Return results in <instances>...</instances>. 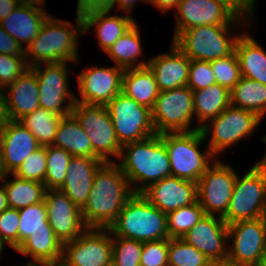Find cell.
Here are the masks:
<instances>
[{
    "label": "cell",
    "instance_id": "6da1fadb",
    "mask_svg": "<svg viewBox=\"0 0 266 266\" xmlns=\"http://www.w3.org/2000/svg\"><path fill=\"white\" fill-rule=\"evenodd\" d=\"M134 195L117 163L105 162L96 172L81 216L87 228H109Z\"/></svg>",
    "mask_w": 266,
    "mask_h": 266
},
{
    "label": "cell",
    "instance_id": "7a4b0ae2",
    "mask_svg": "<svg viewBox=\"0 0 266 266\" xmlns=\"http://www.w3.org/2000/svg\"><path fill=\"white\" fill-rule=\"evenodd\" d=\"M120 158L121 162L117 164L129 184L140 183L132 189L134 194H141L150 185L171 176L169 156L161 134L123 145Z\"/></svg>",
    "mask_w": 266,
    "mask_h": 266
},
{
    "label": "cell",
    "instance_id": "3957f363",
    "mask_svg": "<svg viewBox=\"0 0 266 266\" xmlns=\"http://www.w3.org/2000/svg\"><path fill=\"white\" fill-rule=\"evenodd\" d=\"M50 15L43 23L38 35L24 50L29 67L39 64L72 62L77 60L78 36L84 34L83 18L77 6V27L71 30L72 24L62 20L52 19ZM71 27V28H70ZM70 28V29H69ZM79 34V35H78ZM29 54L33 57L31 64Z\"/></svg>",
    "mask_w": 266,
    "mask_h": 266
},
{
    "label": "cell",
    "instance_id": "277c9868",
    "mask_svg": "<svg viewBox=\"0 0 266 266\" xmlns=\"http://www.w3.org/2000/svg\"><path fill=\"white\" fill-rule=\"evenodd\" d=\"M110 234L139 242L169 239L167 214L152 205L143 195L134 194L108 228Z\"/></svg>",
    "mask_w": 266,
    "mask_h": 266
},
{
    "label": "cell",
    "instance_id": "5b68a950",
    "mask_svg": "<svg viewBox=\"0 0 266 266\" xmlns=\"http://www.w3.org/2000/svg\"><path fill=\"white\" fill-rule=\"evenodd\" d=\"M171 168V176L197 183L215 158L208 149L205 153L199 146L205 141L201 130L189 132H167L161 134Z\"/></svg>",
    "mask_w": 266,
    "mask_h": 266
},
{
    "label": "cell",
    "instance_id": "8992f818",
    "mask_svg": "<svg viewBox=\"0 0 266 266\" xmlns=\"http://www.w3.org/2000/svg\"><path fill=\"white\" fill-rule=\"evenodd\" d=\"M241 19V20H240ZM246 19L236 17L227 25H201L182 31L173 43L190 59L213 61L231 55L239 35L229 37V25Z\"/></svg>",
    "mask_w": 266,
    "mask_h": 266
},
{
    "label": "cell",
    "instance_id": "52a82bcc",
    "mask_svg": "<svg viewBox=\"0 0 266 266\" xmlns=\"http://www.w3.org/2000/svg\"><path fill=\"white\" fill-rule=\"evenodd\" d=\"M266 216V155L243 178L237 179L228 211L227 225Z\"/></svg>",
    "mask_w": 266,
    "mask_h": 266
},
{
    "label": "cell",
    "instance_id": "ba28073f",
    "mask_svg": "<svg viewBox=\"0 0 266 266\" xmlns=\"http://www.w3.org/2000/svg\"><path fill=\"white\" fill-rule=\"evenodd\" d=\"M71 114L88 135L94 154L100 160L112 162L109 155L120 157L122 146L117 140L106 106L75 101Z\"/></svg>",
    "mask_w": 266,
    "mask_h": 266
},
{
    "label": "cell",
    "instance_id": "9c48e42d",
    "mask_svg": "<svg viewBox=\"0 0 266 266\" xmlns=\"http://www.w3.org/2000/svg\"><path fill=\"white\" fill-rule=\"evenodd\" d=\"M193 115V91L188 86L160 91L151 110L156 134L199 130H190Z\"/></svg>",
    "mask_w": 266,
    "mask_h": 266
},
{
    "label": "cell",
    "instance_id": "30bf717a",
    "mask_svg": "<svg viewBox=\"0 0 266 266\" xmlns=\"http://www.w3.org/2000/svg\"><path fill=\"white\" fill-rule=\"evenodd\" d=\"M106 108L112 118L115 134L121 146L156 134L151 110L124 93L116 95Z\"/></svg>",
    "mask_w": 266,
    "mask_h": 266
},
{
    "label": "cell",
    "instance_id": "8fae6325",
    "mask_svg": "<svg viewBox=\"0 0 266 266\" xmlns=\"http://www.w3.org/2000/svg\"><path fill=\"white\" fill-rule=\"evenodd\" d=\"M209 121L212 124V132H209L207 124L200 130L205 139L211 133L208 149L216 156L240 139L252 134L261 122V118L251 111L230 104L217 117Z\"/></svg>",
    "mask_w": 266,
    "mask_h": 266
},
{
    "label": "cell",
    "instance_id": "7c38bea8",
    "mask_svg": "<svg viewBox=\"0 0 266 266\" xmlns=\"http://www.w3.org/2000/svg\"><path fill=\"white\" fill-rule=\"evenodd\" d=\"M108 228H86L63 244V266H112V238Z\"/></svg>",
    "mask_w": 266,
    "mask_h": 266
},
{
    "label": "cell",
    "instance_id": "4fadbf2b",
    "mask_svg": "<svg viewBox=\"0 0 266 266\" xmlns=\"http://www.w3.org/2000/svg\"><path fill=\"white\" fill-rule=\"evenodd\" d=\"M237 174L232 167L215 160L197 182V200L206 214L224 217L228 211Z\"/></svg>",
    "mask_w": 266,
    "mask_h": 266
},
{
    "label": "cell",
    "instance_id": "5bb4252c",
    "mask_svg": "<svg viewBox=\"0 0 266 266\" xmlns=\"http://www.w3.org/2000/svg\"><path fill=\"white\" fill-rule=\"evenodd\" d=\"M228 257L239 266H260L266 252V216L228 225Z\"/></svg>",
    "mask_w": 266,
    "mask_h": 266
},
{
    "label": "cell",
    "instance_id": "9a60e30c",
    "mask_svg": "<svg viewBox=\"0 0 266 266\" xmlns=\"http://www.w3.org/2000/svg\"><path fill=\"white\" fill-rule=\"evenodd\" d=\"M66 64L67 62L44 64L46 66L43 71L42 64L30 67L38 80L40 108L62 117L71 114L76 98L68 89ZM67 98L69 102L64 107L63 103Z\"/></svg>",
    "mask_w": 266,
    "mask_h": 266
},
{
    "label": "cell",
    "instance_id": "2e32d148",
    "mask_svg": "<svg viewBox=\"0 0 266 266\" xmlns=\"http://www.w3.org/2000/svg\"><path fill=\"white\" fill-rule=\"evenodd\" d=\"M44 203L49 224L62 244L76 239L87 228L81 209L59 189H47Z\"/></svg>",
    "mask_w": 266,
    "mask_h": 266
},
{
    "label": "cell",
    "instance_id": "e0dca14e",
    "mask_svg": "<svg viewBox=\"0 0 266 266\" xmlns=\"http://www.w3.org/2000/svg\"><path fill=\"white\" fill-rule=\"evenodd\" d=\"M83 18L84 33L96 27V36L99 46L105 51L110 49L113 43L125 34L136 22L130 16L124 17L112 15L107 16L110 10L98 1L77 0Z\"/></svg>",
    "mask_w": 266,
    "mask_h": 266
},
{
    "label": "cell",
    "instance_id": "ac0fdd59",
    "mask_svg": "<svg viewBox=\"0 0 266 266\" xmlns=\"http://www.w3.org/2000/svg\"><path fill=\"white\" fill-rule=\"evenodd\" d=\"M125 69L115 67H91L78 75L81 98H75L89 104L106 106L116 95L122 92L123 74Z\"/></svg>",
    "mask_w": 266,
    "mask_h": 266
},
{
    "label": "cell",
    "instance_id": "d6986e66",
    "mask_svg": "<svg viewBox=\"0 0 266 266\" xmlns=\"http://www.w3.org/2000/svg\"><path fill=\"white\" fill-rule=\"evenodd\" d=\"M177 9V10H176ZM173 40L184 30L201 25H227L237 15L218 0H180Z\"/></svg>",
    "mask_w": 266,
    "mask_h": 266
},
{
    "label": "cell",
    "instance_id": "ffe728a7",
    "mask_svg": "<svg viewBox=\"0 0 266 266\" xmlns=\"http://www.w3.org/2000/svg\"><path fill=\"white\" fill-rule=\"evenodd\" d=\"M141 195L168 214L197 201V183L169 176L150 185Z\"/></svg>",
    "mask_w": 266,
    "mask_h": 266
},
{
    "label": "cell",
    "instance_id": "44dd1931",
    "mask_svg": "<svg viewBox=\"0 0 266 266\" xmlns=\"http://www.w3.org/2000/svg\"><path fill=\"white\" fill-rule=\"evenodd\" d=\"M187 243L202 252L209 260L228 257L224 241H228V225L222 217L205 214L183 238Z\"/></svg>",
    "mask_w": 266,
    "mask_h": 266
},
{
    "label": "cell",
    "instance_id": "7402d4cb",
    "mask_svg": "<svg viewBox=\"0 0 266 266\" xmlns=\"http://www.w3.org/2000/svg\"><path fill=\"white\" fill-rule=\"evenodd\" d=\"M0 147L5 172L12 174L31 153L42 146L24 125L10 120L0 131Z\"/></svg>",
    "mask_w": 266,
    "mask_h": 266
},
{
    "label": "cell",
    "instance_id": "603a6c76",
    "mask_svg": "<svg viewBox=\"0 0 266 266\" xmlns=\"http://www.w3.org/2000/svg\"><path fill=\"white\" fill-rule=\"evenodd\" d=\"M104 163L99 158L72 156L64 183L59 190L81 209L87 202L94 176Z\"/></svg>",
    "mask_w": 266,
    "mask_h": 266
},
{
    "label": "cell",
    "instance_id": "cb8c5ba5",
    "mask_svg": "<svg viewBox=\"0 0 266 266\" xmlns=\"http://www.w3.org/2000/svg\"><path fill=\"white\" fill-rule=\"evenodd\" d=\"M171 52L149 59L159 91L187 86L190 59L173 43Z\"/></svg>",
    "mask_w": 266,
    "mask_h": 266
},
{
    "label": "cell",
    "instance_id": "d4e9b609",
    "mask_svg": "<svg viewBox=\"0 0 266 266\" xmlns=\"http://www.w3.org/2000/svg\"><path fill=\"white\" fill-rule=\"evenodd\" d=\"M38 5L19 3L8 16L0 20L3 29L23 48L38 35L43 23L49 16Z\"/></svg>",
    "mask_w": 266,
    "mask_h": 266
},
{
    "label": "cell",
    "instance_id": "484cf974",
    "mask_svg": "<svg viewBox=\"0 0 266 266\" xmlns=\"http://www.w3.org/2000/svg\"><path fill=\"white\" fill-rule=\"evenodd\" d=\"M9 89V90H7ZM8 113L12 121H19L25 115L40 108L36 73L28 68L5 89Z\"/></svg>",
    "mask_w": 266,
    "mask_h": 266
},
{
    "label": "cell",
    "instance_id": "4316f807",
    "mask_svg": "<svg viewBox=\"0 0 266 266\" xmlns=\"http://www.w3.org/2000/svg\"><path fill=\"white\" fill-rule=\"evenodd\" d=\"M21 254L31 255L29 262L39 266H54L61 263L63 244L53 230L33 232L16 249Z\"/></svg>",
    "mask_w": 266,
    "mask_h": 266
},
{
    "label": "cell",
    "instance_id": "83f0119b",
    "mask_svg": "<svg viewBox=\"0 0 266 266\" xmlns=\"http://www.w3.org/2000/svg\"><path fill=\"white\" fill-rule=\"evenodd\" d=\"M155 77L148 67L125 69L122 93L152 110L159 95Z\"/></svg>",
    "mask_w": 266,
    "mask_h": 266
},
{
    "label": "cell",
    "instance_id": "f1b7e54d",
    "mask_svg": "<svg viewBox=\"0 0 266 266\" xmlns=\"http://www.w3.org/2000/svg\"><path fill=\"white\" fill-rule=\"evenodd\" d=\"M241 76L266 85V52L249 35H239L235 45Z\"/></svg>",
    "mask_w": 266,
    "mask_h": 266
},
{
    "label": "cell",
    "instance_id": "f546056e",
    "mask_svg": "<svg viewBox=\"0 0 266 266\" xmlns=\"http://www.w3.org/2000/svg\"><path fill=\"white\" fill-rule=\"evenodd\" d=\"M53 145L64 149L72 156L98 158L94 154L88 135L72 114L60 119Z\"/></svg>",
    "mask_w": 266,
    "mask_h": 266
},
{
    "label": "cell",
    "instance_id": "4dcf8cb0",
    "mask_svg": "<svg viewBox=\"0 0 266 266\" xmlns=\"http://www.w3.org/2000/svg\"><path fill=\"white\" fill-rule=\"evenodd\" d=\"M194 114L202 128L206 121L217 117L230 103V91L215 83L206 88L193 91Z\"/></svg>",
    "mask_w": 266,
    "mask_h": 266
},
{
    "label": "cell",
    "instance_id": "1f68e13d",
    "mask_svg": "<svg viewBox=\"0 0 266 266\" xmlns=\"http://www.w3.org/2000/svg\"><path fill=\"white\" fill-rule=\"evenodd\" d=\"M230 103L232 106L251 111L263 119L266 113V85L241 77L230 91Z\"/></svg>",
    "mask_w": 266,
    "mask_h": 266
},
{
    "label": "cell",
    "instance_id": "d6a6232c",
    "mask_svg": "<svg viewBox=\"0 0 266 266\" xmlns=\"http://www.w3.org/2000/svg\"><path fill=\"white\" fill-rule=\"evenodd\" d=\"M140 41L138 25L135 23L106 53L114 60L116 66L123 69L147 67L148 63L144 61L137 63L136 60L142 52Z\"/></svg>",
    "mask_w": 266,
    "mask_h": 266
},
{
    "label": "cell",
    "instance_id": "836d02e7",
    "mask_svg": "<svg viewBox=\"0 0 266 266\" xmlns=\"http://www.w3.org/2000/svg\"><path fill=\"white\" fill-rule=\"evenodd\" d=\"M12 175L15 178L4 184L8 207L19 210L44 200L46 188L43 183Z\"/></svg>",
    "mask_w": 266,
    "mask_h": 266
},
{
    "label": "cell",
    "instance_id": "e575fe53",
    "mask_svg": "<svg viewBox=\"0 0 266 266\" xmlns=\"http://www.w3.org/2000/svg\"><path fill=\"white\" fill-rule=\"evenodd\" d=\"M61 118L62 116L52 111L38 108L25 115L19 122L36 137L42 147H45L53 145Z\"/></svg>",
    "mask_w": 266,
    "mask_h": 266
},
{
    "label": "cell",
    "instance_id": "d590c367",
    "mask_svg": "<svg viewBox=\"0 0 266 266\" xmlns=\"http://www.w3.org/2000/svg\"><path fill=\"white\" fill-rule=\"evenodd\" d=\"M198 200L188 206L181 207L167 214V230L169 238L183 236L205 215Z\"/></svg>",
    "mask_w": 266,
    "mask_h": 266
},
{
    "label": "cell",
    "instance_id": "8d00e7d4",
    "mask_svg": "<svg viewBox=\"0 0 266 266\" xmlns=\"http://www.w3.org/2000/svg\"><path fill=\"white\" fill-rule=\"evenodd\" d=\"M18 246L33 232L53 230L47 218L44 200L19 209Z\"/></svg>",
    "mask_w": 266,
    "mask_h": 266
},
{
    "label": "cell",
    "instance_id": "74e56055",
    "mask_svg": "<svg viewBox=\"0 0 266 266\" xmlns=\"http://www.w3.org/2000/svg\"><path fill=\"white\" fill-rule=\"evenodd\" d=\"M72 155L54 145L46 146L47 167L44 186L47 189H59L64 183L68 164Z\"/></svg>",
    "mask_w": 266,
    "mask_h": 266
},
{
    "label": "cell",
    "instance_id": "f35d334b",
    "mask_svg": "<svg viewBox=\"0 0 266 266\" xmlns=\"http://www.w3.org/2000/svg\"><path fill=\"white\" fill-rule=\"evenodd\" d=\"M209 259L182 238L168 239V266H207Z\"/></svg>",
    "mask_w": 266,
    "mask_h": 266
},
{
    "label": "cell",
    "instance_id": "ab89813d",
    "mask_svg": "<svg viewBox=\"0 0 266 266\" xmlns=\"http://www.w3.org/2000/svg\"><path fill=\"white\" fill-rule=\"evenodd\" d=\"M142 242L113 236L112 266H140Z\"/></svg>",
    "mask_w": 266,
    "mask_h": 266
},
{
    "label": "cell",
    "instance_id": "60d3db41",
    "mask_svg": "<svg viewBox=\"0 0 266 266\" xmlns=\"http://www.w3.org/2000/svg\"><path fill=\"white\" fill-rule=\"evenodd\" d=\"M216 83L231 91L240 80L241 71L235 51L226 57L210 61Z\"/></svg>",
    "mask_w": 266,
    "mask_h": 266
},
{
    "label": "cell",
    "instance_id": "b9f144b4",
    "mask_svg": "<svg viewBox=\"0 0 266 266\" xmlns=\"http://www.w3.org/2000/svg\"><path fill=\"white\" fill-rule=\"evenodd\" d=\"M47 167L46 146L31 153L13 173L19 178L44 183Z\"/></svg>",
    "mask_w": 266,
    "mask_h": 266
},
{
    "label": "cell",
    "instance_id": "7bdbcfd3",
    "mask_svg": "<svg viewBox=\"0 0 266 266\" xmlns=\"http://www.w3.org/2000/svg\"><path fill=\"white\" fill-rule=\"evenodd\" d=\"M28 68L25 56H12L0 53V89L12 84Z\"/></svg>",
    "mask_w": 266,
    "mask_h": 266
},
{
    "label": "cell",
    "instance_id": "ee69618b",
    "mask_svg": "<svg viewBox=\"0 0 266 266\" xmlns=\"http://www.w3.org/2000/svg\"><path fill=\"white\" fill-rule=\"evenodd\" d=\"M216 83L210 62L191 60L189 66L187 86L192 91H197Z\"/></svg>",
    "mask_w": 266,
    "mask_h": 266
},
{
    "label": "cell",
    "instance_id": "f6af8a7d",
    "mask_svg": "<svg viewBox=\"0 0 266 266\" xmlns=\"http://www.w3.org/2000/svg\"><path fill=\"white\" fill-rule=\"evenodd\" d=\"M140 266H168V239L143 242Z\"/></svg>",
    "mask_w": 266,
    "mask_h": 266
},
{
    "label": "cell",
    "instance_id": "bcb514c9",
    "mask_svg": "<svg viewBox=\"0 0 266 266\" xmlns=\"http://www.w3.org/2000/svg\"><path fill=\"white\" fill-rule=\"evenodd\" d=\"M19 211L8 207L0 213V235L15 250L18 247Z\"/></svg>",
    "mask_w": 266,
    "mask_h": 266
},
{
    "label": "cell",
    "instance_id": "7dc6e473",
    "mask_svg": "<svg viewBox=\"0 0 266 266\" xmlns=\"http://www.w3.org/2000/svg\"><path fill=\"white\" fill-rule=\"evenodd\" d=\"M24 50L0 25V53L12 56H25Z\"/></svg>",
    "mask_w": 266,
    "mask_h": 266
},
{
    "label": "cell",
    "instance_id": "c3c4849f",
    "mask_svg": "<svg viewBox=\"0 0 266 266\" xmlns=\"http://www.w3.org/2000/svg\"><path fill=\"white\" fill-rule=\"evenodd\" d=\"M229 7L238 17L245 19L246 13L252 16L255 0H218ZM245 17V18H244Z\"/></svg>",
    "mask_w": 266,
    "mask_h": 266
},
{
    "label": "cell",
    "instance_id": "681fc988",
    "mask_svg": "<svg viewBox=\"0 0 266 266\" xmlns=\"http://www.w3.org/2000/svg\"><path fill=\"white\" fill-rule=\"evenodd\" d=\"M137 0H98L99 3H101L105 8L111 11V9L114 7L115 3L118 4L119 9H123V11H127V14L131 13L135 2ZM147 2V0H143V2Z\"/></svg>",
    "mask_w": 266,
    "mask_h": 266
},
{
    "label": "cell",
    "instance_id": "f907efd6",
    "mask_svg": "<svg viewBox=\"0 0 266 266\" xmlns=\"http://www.w3.org/2000/svg\"><path fill=\"white\" fill-rule=\"evenodd\" d=\"M3 91V89H0V131L3 130L11 120L8 113L6 95L3 94L5 91Z\"/></svg>",
    "mask_w": 266,
    "mask_h": 266
},
{
    "label": "cell",
    "instance_id": "816d5d0a",
    "mask_svg": "<svg viewBox=\"0 0 266 266\" xmlns=\"http://www.w3.org/2000/svg\"><path fill=\"white\" fill-rule=\"evenodd\" d=\"M19 3V0H0V20L13 12Z\"/></svg>",
    "mask_w": 266,
    "mask_h": 266
},
{
    "label": "cell",
    "instance_id": "f5cc1de1",
    "mask_svg": "<svg viewBox=\"0 0 266 266\" xmlns=\"http://www.w3.org/2000/svg\"><path fill=\"white\" fill-rule=\"evenodd\" d=\"M180 0H147V3H151L156 6L160 11L166 12L171 9L177 8Z\"/></svg>",
    "mask_w": 266,
    "mask_h": 266
},
{
    "label": "cell",
    "instance_id": "db71d44e",
    "mask_svg": "<svg viewBox=\"0 0 266 266\" xmlns=\"http://www.w3.org/2000/svg\"><path fill=\"white\" fill-rule=\"evenodd\" d=\"M207 266H239L229 257L224 259L209 260Z\"/></svg>",
    "mask_w": 266,
    "mask_h": 266
},
{
    "label": "cell",
    "instance_id": "11a10c76",
    "mask_svg": "<svg viewBox=\"0 0 266 266\" xmlns=\"http://www.w3.org/2000/svg\"><path fill=\"white\" fill-rule=\"evenodd\" d=\"M7 208V194L3 184L2 186L0 185V213H2Z\"/></svg>",
    "mask_w": 266,
    "mask_h": 266
},
{
    "label": "cell",
    "instance_id": "9f6ffc18",
    "mask_svg": "<svg viewBox=\"0 0 266 266\" xmlns=\"http://www.w3.org/2000/svg\"><path fill=\"white\" fill-rule=\"evenodd\" d=\"M8 176V174L5 172L4 166H3V161H2V155H1V147H0V181Z\"/></svg>",
    "mask_w": 266,
    "mask_h": 266
},
{
    "label": "cell",
    "instance_id": "6f0895ef",
    "mask_svg": "<svg viewBox=\"0 0 266 266\" xmlns=\"http://www.w3.org/2000/svg\"><path fill=\"white\" fill-rule=\"evenodd\" d=\"M20 3H27V4H33V5H44L43 3L45 2V0H19Z\"/></svg>",
    "mask_w": 266,
    "mask_h": 266
},
{
    "label": "cell",
    "instance_id": "680465c9",
    "mask_svg": "<svg viewBox=\"0 0 266 266\" xmlns=\"http://www.w3.org/2000/svg\"><path fill=\"white\" fill-rule=\"evenodd\" d=\"M4 244H8V243L0 235V256H1V253L3 251V247H4L3 245Z\"/></svg>",
    "mask_w": 266,
    "mask_h": 266
},
{
    "label": "cell",
    "instance_id": "91938a15",
    "mask_svg": "<svg viewBox=\"0 0 266 266\" xmlns=\"http://www.w3.org/2000/svg\"><path fill=\"white\" fill-rule=\"evenodd\" d=\"M260 266H266V252H265V254H264L263 258H262Z\"/></svg>",
    "mask_w": 266,
    "mask_h": 266
},
{
    "label": "cell",
    "instance_id": "94428289",
    "mask_svg": "<svg viewBox=\"0 0 266 266\" xmlns=\"http://www.w3.org/2000/svg\"><path fill=\"white\" fill-rule=\"evenodd\" d=\"M24 266H39V265H35V264H32V263H28V264H26Z\"/></svg>",
    "mask_w": 266,
    "mask_h": 266
}]
</instances>
